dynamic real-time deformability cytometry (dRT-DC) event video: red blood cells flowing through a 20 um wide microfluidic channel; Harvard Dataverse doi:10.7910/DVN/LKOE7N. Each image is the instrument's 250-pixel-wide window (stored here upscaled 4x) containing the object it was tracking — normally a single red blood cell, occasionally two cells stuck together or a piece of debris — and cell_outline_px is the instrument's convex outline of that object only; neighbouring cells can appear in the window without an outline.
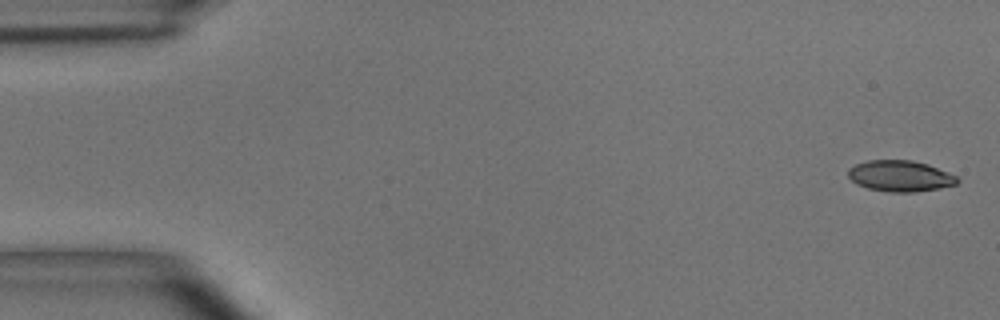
{"species": "common noctule bat (a hibernating species)", "species_latin": "Nyctalus noctula", "temperature_condition": "room temperature", "stored_images_in_passage": 5, "camera_frame_rate_fps": 3000, "um_per_image_px": 0.085, "animal": {"sex": "male", "body_mass_g": 15.6}, "frame": {"image": 1, "passage_image": 1, "time_ms": 0.0, "image_size_px": [1000, 320], "cell_outline_px": [[960, 180], [956, 184], [940, 188], [916, 192], [888, 192], [868, 188], [856, 184], [848, 176], [848, 168], [856, 164], [868, 160], [912, 160], [928, 164], [948, 172], [956, 176]], "centroid_in_image_um": [76.51, 14.96], "position_along_channel_um": 8.5, "area_um2": 19.83}}
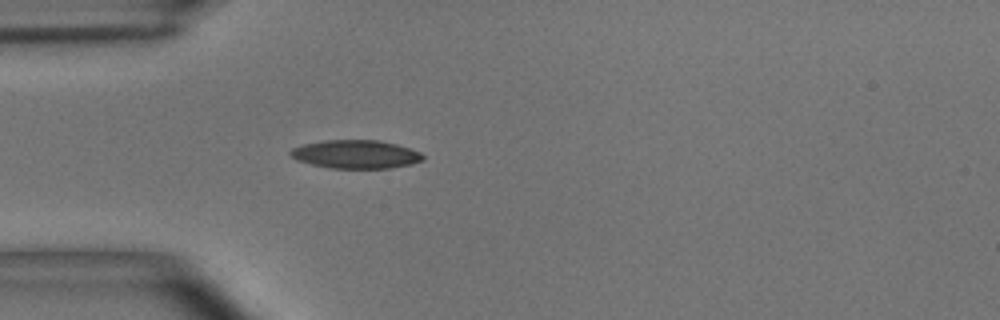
{"frame": {"image": 2, "passage_image": 5, "time_ms": 1.333, "image_size_px": [1000, 320], "cell_outline_px": [[424, 160], [412, 164], [388, 168], [332, 168], [312, 164], [296, 160], [288, 152], [292, 148], [304, 144], [324, 140], [380, 140], [396, 144], [420, 152], [424, 156]], "centroid_in_image_um": [30.24, 13.11], "position_along_channel_um": 54.8, "area_um2": 21.85}}